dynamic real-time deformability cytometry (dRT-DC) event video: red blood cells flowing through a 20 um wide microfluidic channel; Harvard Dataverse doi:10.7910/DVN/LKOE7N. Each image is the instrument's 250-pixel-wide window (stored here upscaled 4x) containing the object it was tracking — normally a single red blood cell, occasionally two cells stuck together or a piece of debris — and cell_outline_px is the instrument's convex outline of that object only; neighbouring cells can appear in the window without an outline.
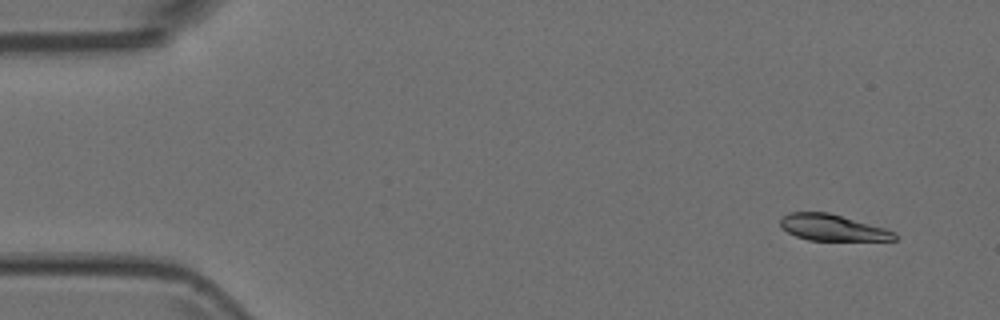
{"species": "Egyptian fruit bat (a non-hibernating species)", "species_latin": "Rousettus aegyptiacus", "temperature_condition": "room temperature", "stored_images_in_passage": 4, "camera_frame_rate_fps": 3000, "um_per_image_px": 0.085, "animal": {"sex": "female"}, "frame": {"image": 1, "passage_image": 1, "time_ms": 0.0, "image_size_px": [1000, 320], "cell_outline_px": [[896, 240], [808, 240], [796, 236], [780, 228], [780, 220], [788, 212], [828, 212], [884, 228], [896, 232]], "centroid_in_image_um": [70.72, 19.34], "position_along_channel_um": 14.3, "area_um2": 17.34}}
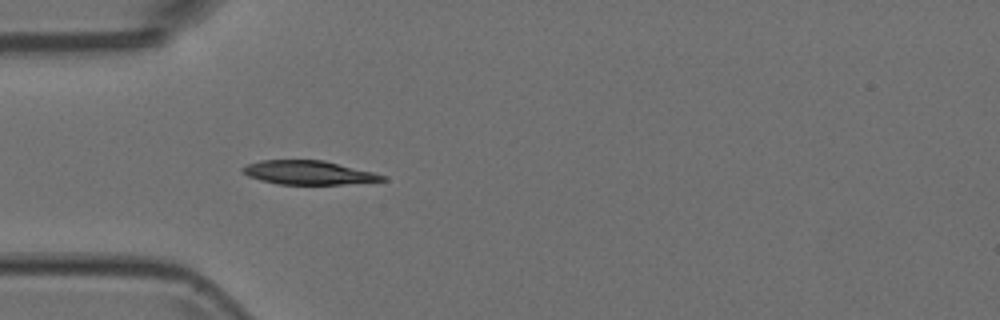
{"frame": {"image": 2, "passage_image": 4, "time_ms": 1.0, "image_size_px": [1000, 320], "cell_outline_px": [[388, 180], [344, 184], [276, 184], [260, 180], [248, 176], [240, 168], [248, 164], [260, 160], [324, 160], [388, 176]], "centroid_in_image_um": [26.23, 14.67], "position_along_channel_um": 58.8, "area_um2": 19.36}}